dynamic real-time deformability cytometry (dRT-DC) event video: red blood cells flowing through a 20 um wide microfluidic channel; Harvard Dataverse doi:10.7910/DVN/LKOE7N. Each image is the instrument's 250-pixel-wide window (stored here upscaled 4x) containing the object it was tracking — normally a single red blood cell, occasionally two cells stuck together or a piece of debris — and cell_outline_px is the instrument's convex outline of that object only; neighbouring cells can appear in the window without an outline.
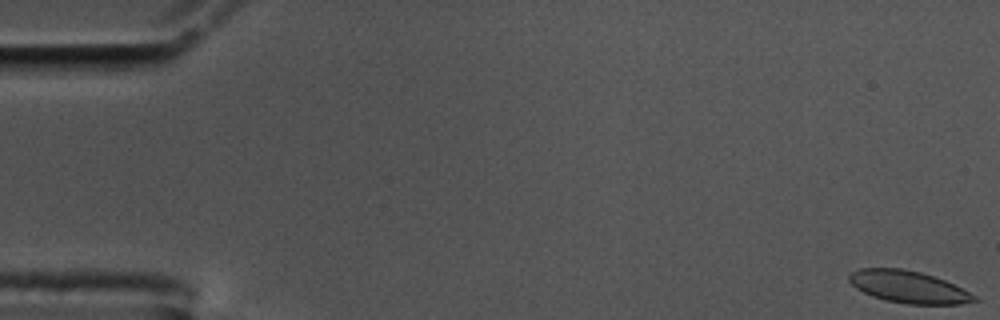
{"species": "common noctule bat (a hibernating species)", "species_latin": "Nyctalus noctula", "temperature_condition": "cold", "stored_images_in_passage": 57, "camera_frame_rate_fps": 3000, "um_per_image_px": 0.085, "animal": {"sex": "male", "body_mass_g": 17.5, "forearm_length_mm": 52.3}, "frame": {"image": 1, "passage_image": 1, "time_ms": 0.0, "image_size_px": [1000, 320], "cell_outline_px": [[980, 300], [960, 304], [908, 304], [884, 300], [872, 296], [856, 288], [848, 280], [848, 276], [852, 272], [860, 268], [900, 268], [920, 272], [944, 280], [976, 296]], "centroid_in_image_um": [77.19, 24.39], "position_along_channel_um": 7.8, "area_um2": 23.18}}
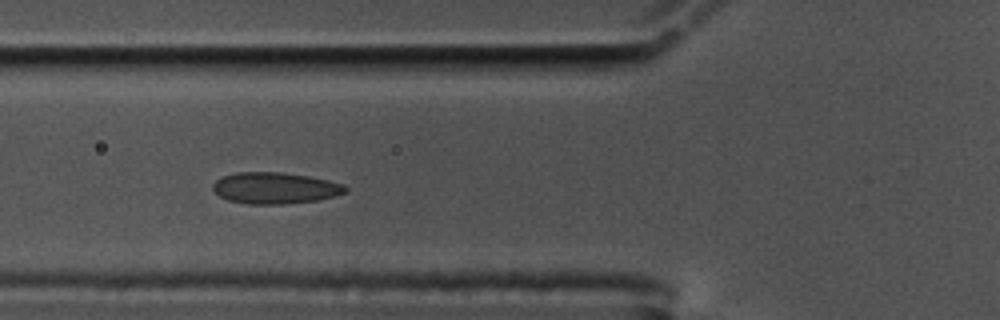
{"frame": {"image": 2, "passage_image": 21, "time_ms": 6.667, "image_size_px": [1000, 320], "cell_outline_px": [[348, 192], [316, 200], [284, 204], [244, 204], [228, 200], [220, 196], [212, 188], [212, 184], [220, 176], [236, 172], [280, 172], [308, 176], [328, 180], [344, 184], [348, 188]], "centroid_in_image_um": [23.35, 15.98], "position_along_channel_um": 102.4, "area_um2": 24.33}}
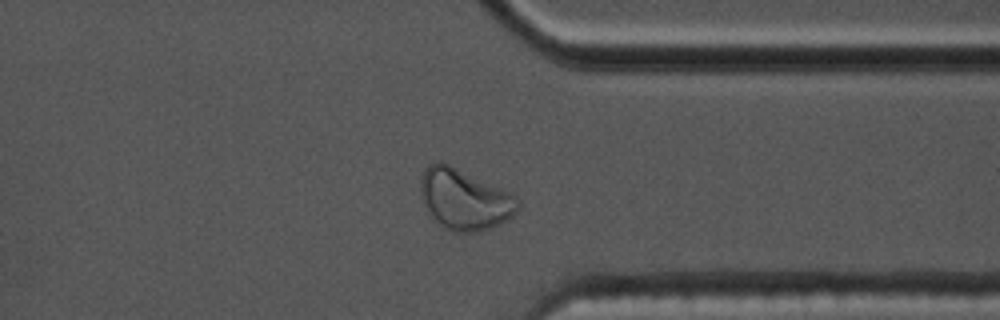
{"frame": {"image": 3, "passage_image": 44, "time_ms": 14.333, "image_size_px": [1000, 320], "cell_outline_px": [[520, 204], [512, 216], [488, 228], [472, 232], [452, 232], [444, 228], [432, 220], [420, 196], [420, 176], [424, 168], [428, 164], [436, 160], [440, 160], [512, 192], [520, 196]], "centroid_in_image_um": [39.44, 16.91], "position_along_channel_um": 372.0, "area_um2": 34.97}, "authors_computed_cell_mechanics": {"area_um2": 24.3338, "velocity_mm_per_s": 3.5413, "shape_relaxation_time_tau1_ms": null, "shape_relaxation_time_tau2_ms": 1.2009, "deformation_change_tau1": null, "deformation_change_tau2": 0.0501}}